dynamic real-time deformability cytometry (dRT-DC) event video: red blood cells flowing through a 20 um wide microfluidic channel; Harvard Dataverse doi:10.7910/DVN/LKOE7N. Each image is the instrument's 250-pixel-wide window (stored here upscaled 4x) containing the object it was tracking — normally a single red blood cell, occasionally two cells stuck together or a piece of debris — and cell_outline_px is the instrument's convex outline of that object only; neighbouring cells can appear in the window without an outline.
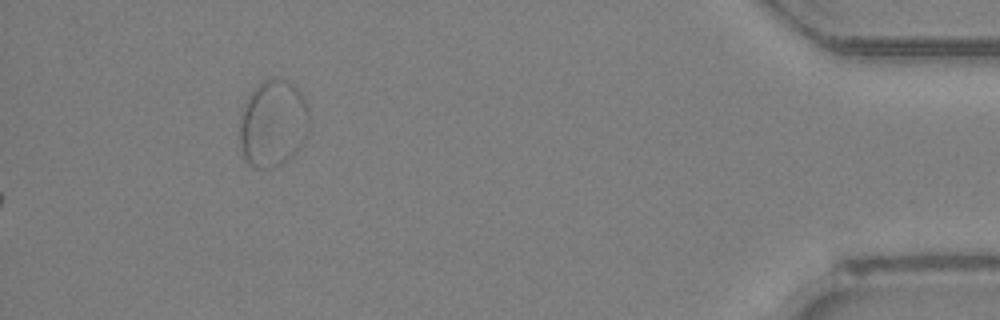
{"species": "Egyptian fruit bat (a non-hibernating species)", "species_latin": "Rousettus aegyptiacus", "temperature_condition": "room temperature", "stored_images_in_passage": 39, "segment_of_instrument_passage": [2, 2], "camera_frame_rate_fps": 3000, "um_per_image_px": 0.085, "animal": {"sex": "female"}, "frame": {"image": 1, "passage_image": 39, "time_ms": 12.667, "image_size_px": [1000, 320], "cell_outline_px": [[308, 120], [304, 140], [296, 152], [292, 156], [280, 164], [272, 168], [256, 168], [248, 164], [240, 148], [240, 120], [244, 104], [248, 96], [264, 80], [272, 76], [276, 76], [292, 84], [300, 92], [308, 104]], "centroid_in_image_um": [23.19, 10.49], "position_along_channel_um": 412.0, "area_um2": 35.14}}